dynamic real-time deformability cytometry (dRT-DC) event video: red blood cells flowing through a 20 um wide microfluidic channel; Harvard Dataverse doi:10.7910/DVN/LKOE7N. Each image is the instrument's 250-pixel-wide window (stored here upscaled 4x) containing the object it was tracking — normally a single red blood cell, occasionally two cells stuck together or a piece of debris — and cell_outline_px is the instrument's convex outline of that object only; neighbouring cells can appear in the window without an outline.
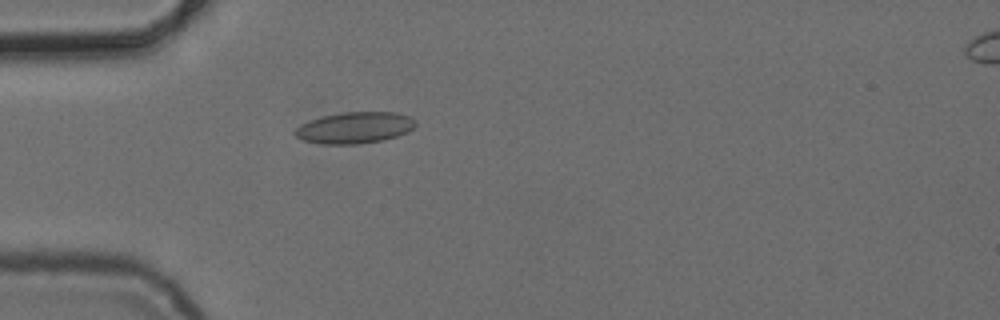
{"species": "common noctule bat (a hibernating species)", "species_latin": "Nyctalus noctula", "temperature_condition": "cold", "stored_images_in_passage": 2, "camera_frame_rate_fps": 3000, "um_per_image_px": 0.085, "animal": {"sex": "female", "body_mass_g": 24.6, "forearm_length_mm": 56.2}, "frame": {"image": 1, "passage_image": 2, "time_ms": 1.333, "image_size_px": [1000, 320], "cell_outline_px": [[416, 124], [408, 132], [384, 140], [356, 144], [320, 144], [304, 140], [296, 136], [292, 132], [300, 124], [324, 116], [344, 112], [396, 112], [408, 116], [416, 120]], "centroid_in_image_um": [30.15, 10.86], "position_along_channel_um": 54.8, "area_um2": 21.96}}